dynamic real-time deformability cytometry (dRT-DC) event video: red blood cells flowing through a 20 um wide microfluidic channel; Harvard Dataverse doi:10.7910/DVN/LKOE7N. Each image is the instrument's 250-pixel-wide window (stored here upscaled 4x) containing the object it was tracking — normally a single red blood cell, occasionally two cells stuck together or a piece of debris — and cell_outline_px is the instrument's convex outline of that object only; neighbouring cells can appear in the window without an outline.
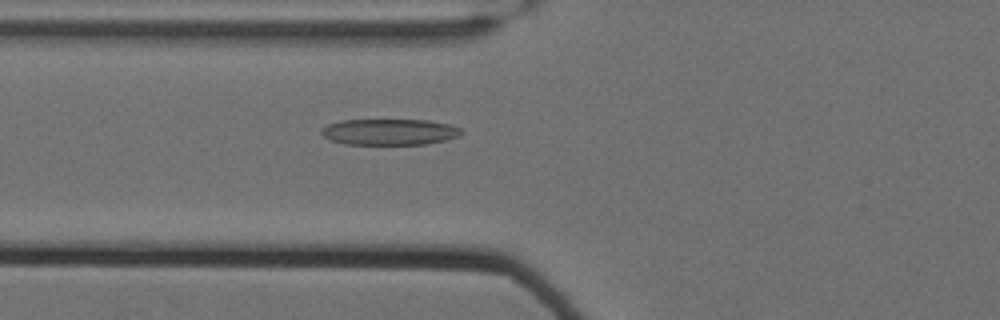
{"species": "Egyptian fruit bat (a non-hibernating species)", "species_latin": "Rousettus aegyptiacus", "temperature_condition": "cold", "stored_images_in_passage": 50, "camera_frame_rate_fps": 3000, "um_per_image_px": 0.085, "animal": {"sex": "female"}, "frame": {"image": 1, "passage_image": 15, "time_ms": 4.667, "image_size_px": [1000, 320], "cell_outline_px": [[464, 132], [460, 136], [428, 144], [344, 144], [332, 140], [324, 136], [320, 132], [320, 128], [328, 124], [340, 120], [428, 120], [448, 124], [460, 128]], "centroid_in_image_um": [33.11, 11.21], "position_along_channel_um": 92.7, "area_um2": 21.33}}
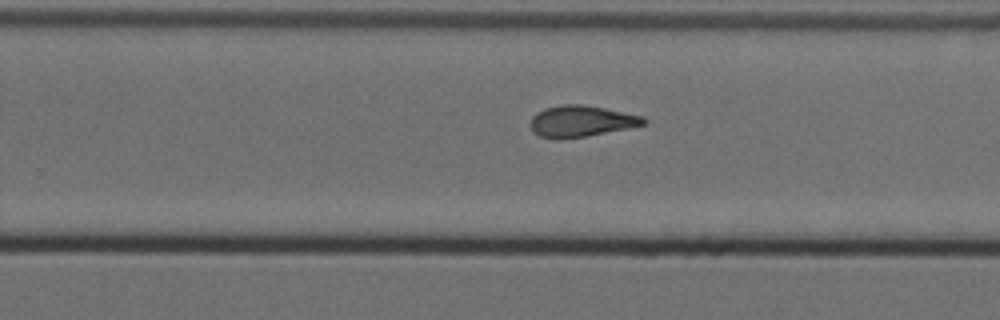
{"frame": {"image": 2, "passage_image": 31, "time_ms": 10.0, "image_size_px": [1000, 320], "cell_outline_px": [[648, 120], [644, 124], [628, 128], [588, 136], [556, 140], [552, 140], [540, 136], [532, 132], [528, 124], [532, 116], [536, 112], [544, 108], [560, 104], [584, 104], [644, 116]], "centroid_in_image_um": [49.33, 10.31], "position_along_channel_um": 280.5, "area_um2": 21.1}}
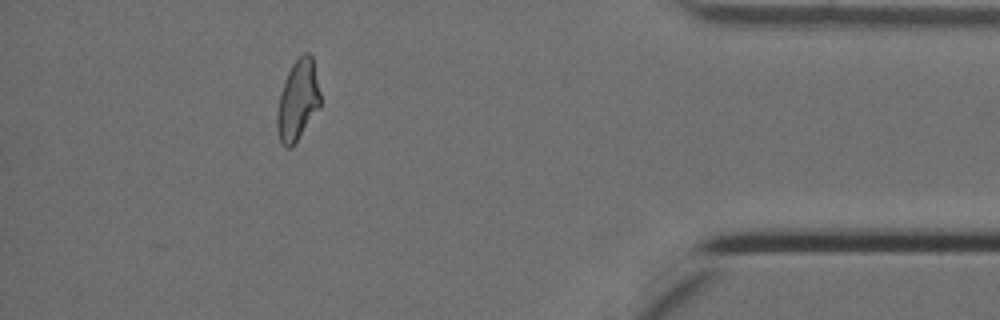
{"frame": {"image": 3, "passage_image": 45, "time_ms": 14.667, "image_size_px": [1000, 320], "cell_outline_px": [[320, 108], [292, 148], [284, 148], [280, 144], [276, 128], [276, 116], [280, 92], [284, 80], [292, 64], [304, 52], [308, 52], [312, 56], [320, 92]], "centroid_in_image_um": [25.29, 8.58], "position_along_channel_um": 409.9, "area_um2": 20.58}, "authors_computed_cell_mechanics": {"area_um2": 20.8658, "velocity_mm_per_s": 3.5103, "shape_relaxation_time_tau1_ms": null, "shape_relaxation_time_tau2_ms": 3.4386, "deformation_change_tau1": null, "deformation_change_tau2": 0.1185}}